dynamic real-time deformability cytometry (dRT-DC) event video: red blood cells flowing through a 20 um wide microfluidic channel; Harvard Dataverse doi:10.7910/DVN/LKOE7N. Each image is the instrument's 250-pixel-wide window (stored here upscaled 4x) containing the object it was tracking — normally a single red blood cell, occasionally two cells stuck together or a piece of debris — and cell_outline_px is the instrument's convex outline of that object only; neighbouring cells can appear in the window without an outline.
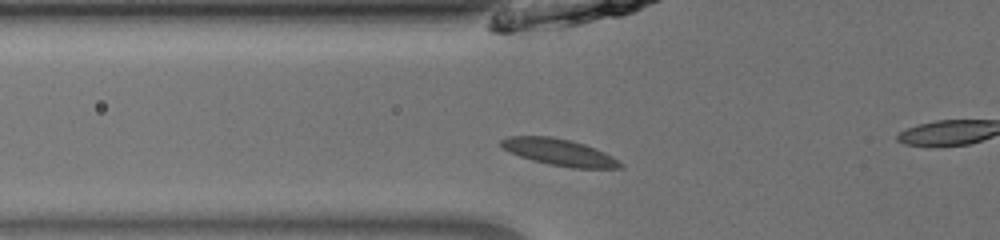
{"species": "common noctule bat (a hibernating species)", "species_latin": "Nyctalus noctula", "temperature_condition": "room temperature", "stored_images_in_passage": 3, "camera_frame_rate_fps": 3000, "um_per_image_px": 0.085, "animal": {"sex": "male", "body_mass_g": 13.0, "forearm_length_mm": 53.1}, "frame": {"image": 1, "passage_image": 2, "time_ms": 0.333, "image_size_px": [1000, 240], "cell_outline_px": [[624, 168], [572, 168], [548, 164], [532, 160], [520, 156], [504, 148], [500, 144], [500, 140], [508, 136], [552, 136], [572, 140], [584, 144], [604, 152], [620, 160], [624, 164]], "centroid_in_image_um": [47.58, 12.94], "position_along_channel_um": 78.2, "area_um2": 18.55}}